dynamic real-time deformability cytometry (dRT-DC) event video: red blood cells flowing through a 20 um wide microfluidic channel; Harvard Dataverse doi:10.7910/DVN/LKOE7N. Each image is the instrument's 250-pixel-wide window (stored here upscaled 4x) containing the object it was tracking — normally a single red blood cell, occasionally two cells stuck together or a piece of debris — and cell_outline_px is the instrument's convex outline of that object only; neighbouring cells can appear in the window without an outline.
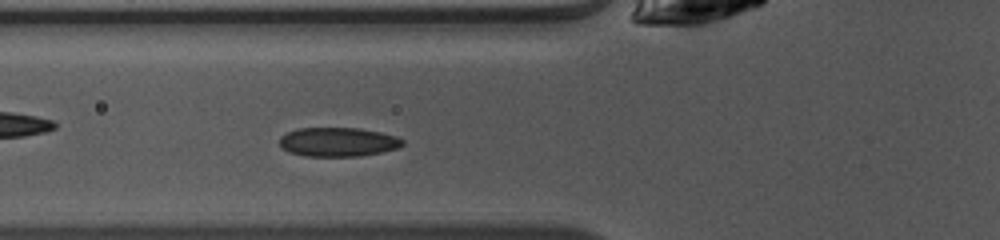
{"species": "common noctule bat (a hibernating species)", "species_latin": "Nyctalus noctula", "temperature_condition": "warm", "stored_images_in_passage": 35, "camera_frame_rate_fps": 3000, "um_per_image_px": 0.085, "animal": {"sex": "female", "body_mass_g": 10.0, "forearm_length_mm": 53.1}, "frame": {"image": 1, "passage_image": 3, "time_ms": 0.667, "image_size_px": [1000, 240], "cell_outline_px": [[404, 144], [400, 148], [360, 156], [304, 156], [288, 152], [280, 144], [280, 136], [296, 128], [360, 128], [380, 132], [396, 136], [404, 140]], "centroid_in_image_um": [28.75, 12.06], "position_along_channel_um": 97.1, "area_um2": 20.92}}
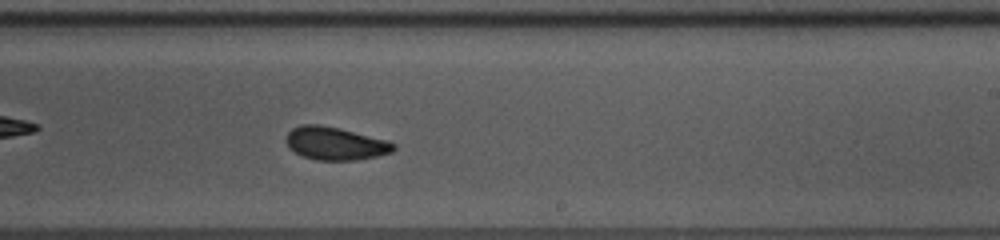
{"frame": {"image": 2, "passage_image": 15, "time_ms": 4.667, "image_size_px": [1000, 240], "cell_outline_px": [[396, 148], [392, 152], [376, 156], [356, 160], [316, 160], [304, 156], [288, 148], [284, 140], [288, 132], [292, 128], [300, 124], [320, 124], [340, 128], [388, 140], [396, 144]], "centroid_in_image_um": [28.48, 12.18], "position_along_channel_um": 260.5, "area_um2": 20.87}}
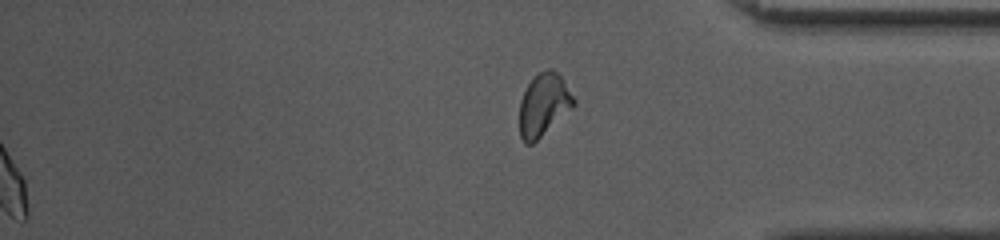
{"frame": {"image": 3, "passage_image": 35, "time_ms": 11.333, "image_size_px": [1000, 240], "cell_outline_px": [[576, 104], [572, 108], [532, 144], [524, 144], [520, 136], [520, 100], [532, 76], [548, 68], [552, 68], [560, 76], [576, 100]], "centroid_in_image_um": [46.2, 8.89], "position_along_channel_um": 389.0, "area_um2": 19.59}, "authors_computed_cell_mechanics": {"area_um2": 20.3456, "velocity_mm_per_s": 4.0717, "shape_relaxation_time_tau1_ms": 2.7143, "shape_relaxation_time_tau2_ms": 2.7826, "deformation_change_tau1": 0.0926, "deformation_change_tau2": 0.0497}}